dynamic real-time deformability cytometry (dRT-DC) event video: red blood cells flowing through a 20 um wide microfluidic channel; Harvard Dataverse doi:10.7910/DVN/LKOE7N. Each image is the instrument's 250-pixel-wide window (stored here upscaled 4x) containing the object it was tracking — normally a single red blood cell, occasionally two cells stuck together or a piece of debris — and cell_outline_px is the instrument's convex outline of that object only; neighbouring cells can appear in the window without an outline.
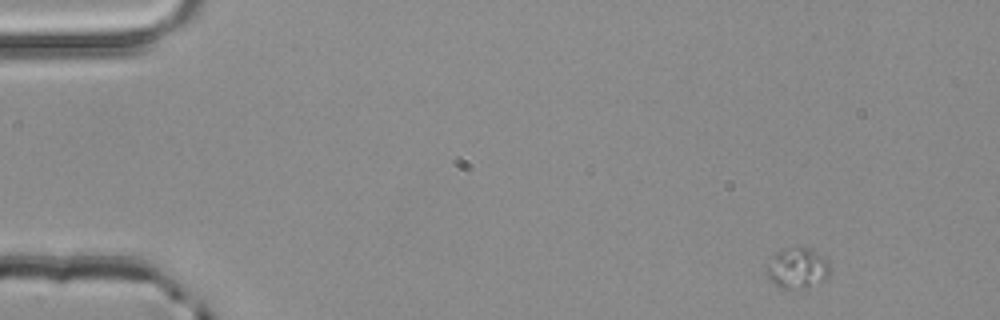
{"species": "common noctule bat (a hibernating species)", "species_latin": "Nyctalus noctula", "temperature_condition": "room temperature", "stored_images_in_passage": 4, "camera_frame_rate_fps": 3000, "um_per_image_px": 0.085, "animal": {"sex": "male", "body_mass_g": 20.4}, "frame": {"image": 1, "passage_image": 1, "time_ms": 0.0, "image_size_px": [1000, 320], "cell_outline_px": [[828, 276], [824, 280], [808, 288], [784, 288], [776, 284], [764, 272], [764, 268], [772, 256], [776, 252], [784, 248], [808, 248], [824, 256], [828, 264]], "centroid_in_image_um": [67.74, 22.79], "position_along_channel_um": 17.3, "area_um2": 14.85}}